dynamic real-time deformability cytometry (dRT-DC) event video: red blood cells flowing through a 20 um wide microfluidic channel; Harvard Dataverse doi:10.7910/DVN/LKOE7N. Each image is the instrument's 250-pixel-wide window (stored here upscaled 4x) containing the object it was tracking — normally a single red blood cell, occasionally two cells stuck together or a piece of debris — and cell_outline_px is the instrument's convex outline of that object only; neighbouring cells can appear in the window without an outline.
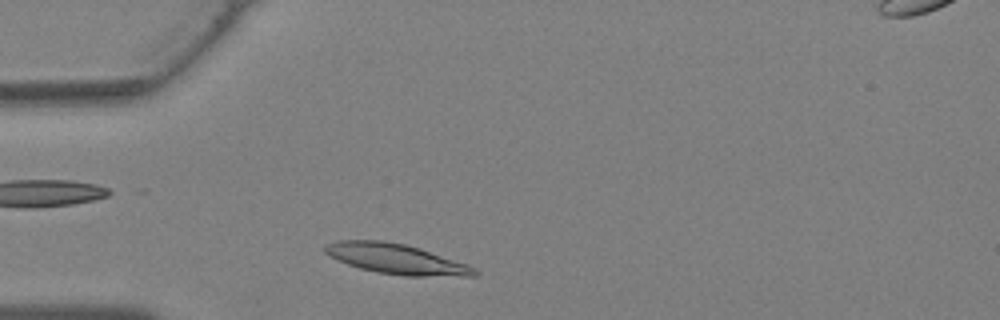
{"species": "Egyptian fruit bat (a non-hibernating species)", "species_latin": "Rousettus aegyptiacus", "temperature_condition": "warm", "stored_images_in_passage": 26, "camera_frame_rate_fps": 3000, "um_per_image_px": 0.085, "animal": {"sex": "female"}, "frame": {"image": 1, "passage_image": 1, "time_ms": 0.0, "image_size_px": [1000, 320], "cell_outline_px": [[480, 272], [476, 276], [404, 276], [380, 272], [360, 268], [348, 264], [324, 252], [324, 244], [336, 240], [384, 240], [404, 244], [420, 248], [468, 264], [476, 268]], "centroid_in_image_um": [33.72, 22.0], "position_along_channel_um": 51.3, "area_um2": 26.24}}
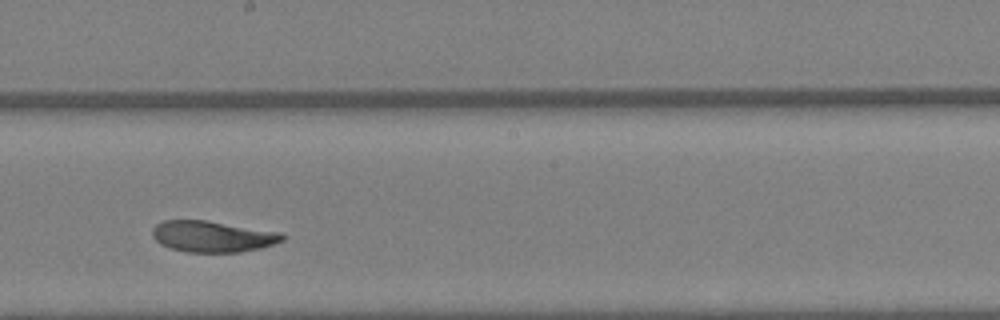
{"frame": {"image": 2, "passage_image": 12, "time_ms": 3.667, "image_size_px": [1000, 320], "cell_outline_px": [[284, 240], [260, 248], [240, 252], [188, 252], [168, 248], [160, 244], [152, 236], [152, 228], [156, 224], [164, 220], [204, 220], [280, 232], [284, 236]], "centroid_in_image_um": [18.02, 20.1], "position_along_channel_um": 230.2, "area_um2": 23.52}}
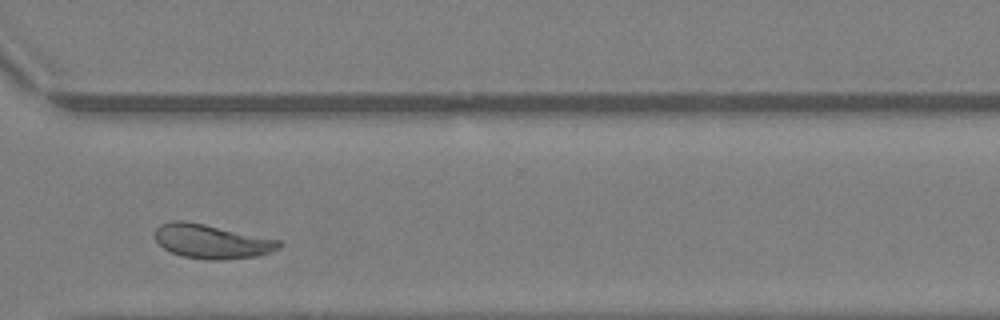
{"frame": {"image": 3, "passage_image": 19, "time_ms": 6.0, "image_size_px": [1000, 320], "cell_outline_px": [[280, 248], [256, 256], [220, 260], [208, 260], [184, 256], [172, 252], [164, 248], [156, 240], [156, 228], [160, 224], [172, 220], [184, 220], [204, 224], [280, 240]], "centroid_in_image_um": [17.97, 20.51], "position_along_channel_um": 352.6, "area_um2": 24.33}}